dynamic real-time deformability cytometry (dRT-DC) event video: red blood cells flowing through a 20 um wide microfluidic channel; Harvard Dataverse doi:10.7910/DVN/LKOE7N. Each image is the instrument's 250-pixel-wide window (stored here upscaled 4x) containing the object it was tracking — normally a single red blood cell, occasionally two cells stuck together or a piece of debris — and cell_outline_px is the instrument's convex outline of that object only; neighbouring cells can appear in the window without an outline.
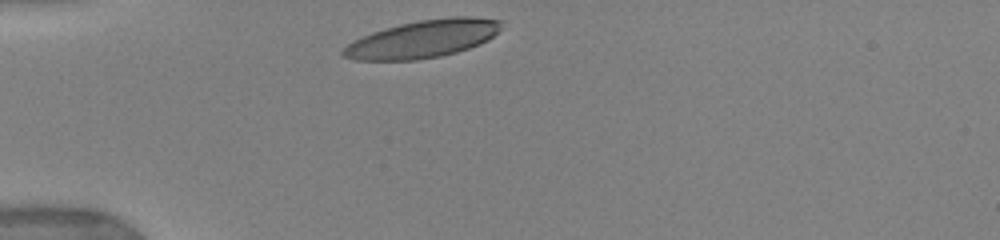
{"species": "human", "species_latin": "Homo sapiens", "temperature_condition": "warm", "stored_images_in_passage": 5, "camera_frame_rate_fps": 3000, "um_per_image_px": 0.085, "donor": {"sex": "female"}, "frame": {"image": 1, "passage_image": 1, "time_ms": 0.0, "image_size_px": [1000, 240], "cell_outline_px": [[504, 20], [500, 28], [488, 40], [480, 44], [456, 52], [440, 56], [416, 60], [356, 60], [344, 56], [340, 52], [348, 44], [372, 32], [400, 24], [420, 20], [448, 16], [472, 16]], "centroid_in_image_um": [35.98, 3.3], "position_along_channel_um": 49.0, "area_um2": 34.51}}